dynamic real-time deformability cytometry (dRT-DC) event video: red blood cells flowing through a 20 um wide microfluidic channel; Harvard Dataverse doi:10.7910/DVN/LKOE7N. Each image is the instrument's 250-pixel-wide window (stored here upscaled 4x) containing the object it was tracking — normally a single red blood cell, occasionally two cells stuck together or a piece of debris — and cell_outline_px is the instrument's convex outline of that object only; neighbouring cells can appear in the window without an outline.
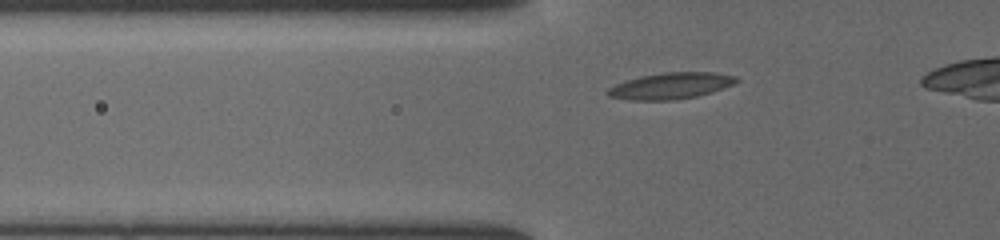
{"species": "common noctule bat (a hibernating species)", "species_latin": "Nyctalus noctula", "temperature_condition": "cold", "stored_images_in_passage": 35, "camera_frame_rate_fps": 3000, "um_per_image_px": 0.085, "animal": {"sex": "female", "body_mass_g": 19.5, "forearm_length_mm": 54.1}, "frame": {"image": 1, "passage_image": 8, "time_ms": 2.333, "image_size_px": [1000, 240], "cell_outline_px": [[740, 80], [732, 84], [712, 92], [696, 96], [676, 100], [632, 100], [608, 96], [604, 92], [608, 88], [616, 84], [640, 76], [664, 72], [712, 72], [736, 76]], "centroid_in_image_um": [57.0, 7.29], "position_along_channel_um": 68.8, "area_um2": 19.65}}
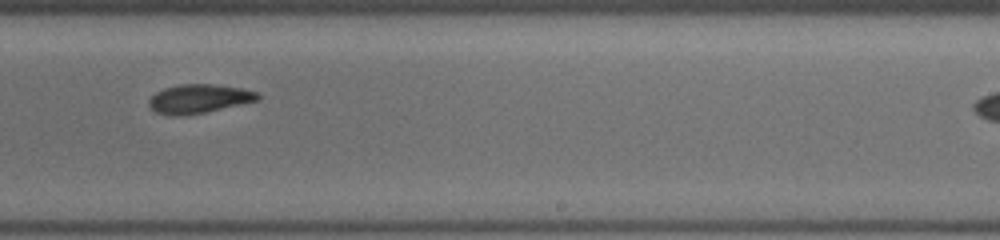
{"frame": {"image": 2, "passage_image": 23, "time_ms": 7.333, "image_size_px": [1000, 240], "cell_outline_px": [[260, 96], [256, 100], [204, 112], [184, 116], [168, 116], [156, 112], [148, 104], [148, 100], [156, 92], [164, 88], [180, 84], [212, 84], [240, 88], [256, 92]], "centroid_in_image_um": [16.83, 8.4], "position_along_channel_um": 272.2, "area_um2": 18.03}}
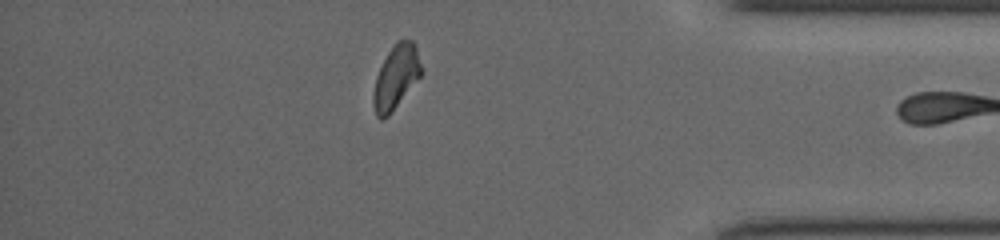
{"frame": {"image": 3, "passage_image": 34, "time_ms": 11.0, "image_size_px": [1000, 240], "cell_outline_px": [[420, 76], [388, 116], [380, 120], [376, 116], [372, 104], [372, 96], [376, 76], [388, 52], [396, 40], [412, 40], [416, 48], [420, 64]], "centroid_in_image_um": [33.61, 6.57], "position_along_channel_um": 401.6, "area_um2": 17.4}}